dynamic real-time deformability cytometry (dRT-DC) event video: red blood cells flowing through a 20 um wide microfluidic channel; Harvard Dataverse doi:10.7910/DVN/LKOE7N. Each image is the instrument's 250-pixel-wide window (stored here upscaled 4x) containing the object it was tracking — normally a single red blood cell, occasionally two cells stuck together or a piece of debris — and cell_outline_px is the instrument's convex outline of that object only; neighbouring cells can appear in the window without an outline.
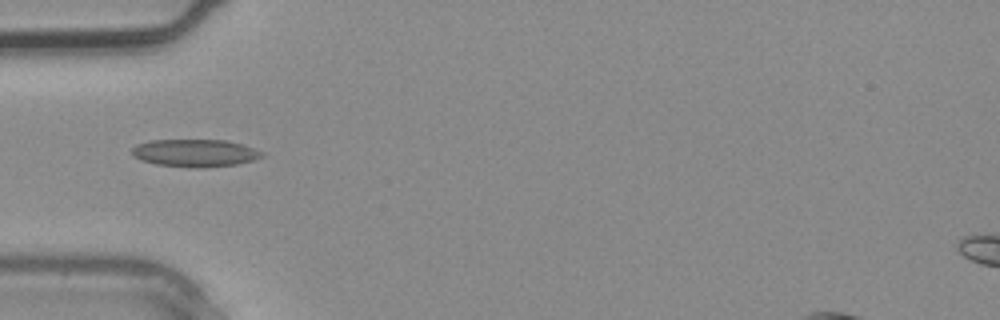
{"species": "common noctule bat (a hibernating species)", "species_latin": "Nyctalus noctula", "temperature_condition": "warm", "stored_images_in_passage": 1, "camera_frame_rate_fps": 3000, "um_per_image_px": 0.085, "animal": {"sex": "male", "body_mass_g": 20.4}, "frame": {"image": 1, "passage_image": 1, "time_ms": 0.0, "image_size_px": [1000, 320], "cell_outline_px": [[264, 156], [252, 160], [236, 164], [200, 168], [192, 168], [156, 164], [140, 160], [132, 156], [132, 148], [136, 144], [148, 140], [228, 140], [264, 152]], "centroid_in_image_um": [16.53, 13.0], "position_along_channel_um": 68.5, "area_um2": 20.92}}